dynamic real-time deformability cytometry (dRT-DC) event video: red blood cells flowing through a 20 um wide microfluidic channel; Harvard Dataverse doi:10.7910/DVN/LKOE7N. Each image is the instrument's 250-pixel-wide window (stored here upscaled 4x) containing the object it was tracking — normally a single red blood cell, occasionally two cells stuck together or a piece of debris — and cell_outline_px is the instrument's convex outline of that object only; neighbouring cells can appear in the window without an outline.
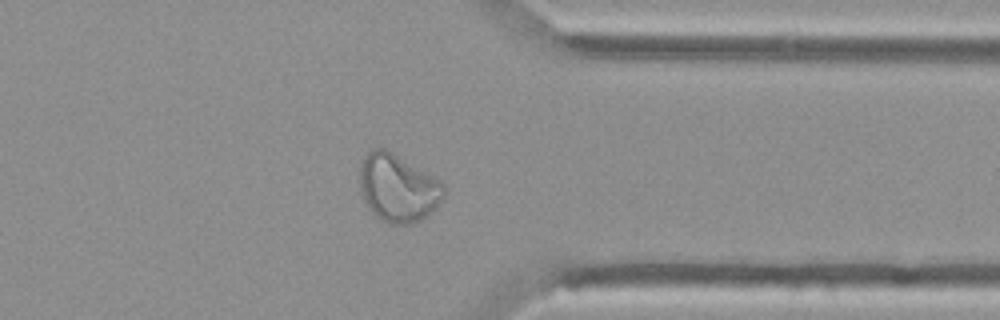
{"species": "Egyptian fruit bat (a non-hibernating species)", "species_latin": "Rousettus aegyptiacus", "temperature_condition": "cold", "stored_images_in_passage": 42, "camera_frame_rate_fps": 3000, "um_per_image_px": 0.085, "animal": {"sex": "female"}, "frame": {"image": 1, "passage_image": 30, "time_ms": 9.667, "image_size_px": [1000, 320], "cell_outline_px": [[444, 192], [436, 204], [420, 220], [412, 224], [388, 224], [376, 216], [368, 208], [360, 192], [360, 164], [368, 152], [372, 148], [384, 148], [392, 152], [440, 180], [444, 184]], "centroid_in_image_um": [33.77, 15.97], "position_along_channel_um": 377.6, "area_um2": 32.71}}